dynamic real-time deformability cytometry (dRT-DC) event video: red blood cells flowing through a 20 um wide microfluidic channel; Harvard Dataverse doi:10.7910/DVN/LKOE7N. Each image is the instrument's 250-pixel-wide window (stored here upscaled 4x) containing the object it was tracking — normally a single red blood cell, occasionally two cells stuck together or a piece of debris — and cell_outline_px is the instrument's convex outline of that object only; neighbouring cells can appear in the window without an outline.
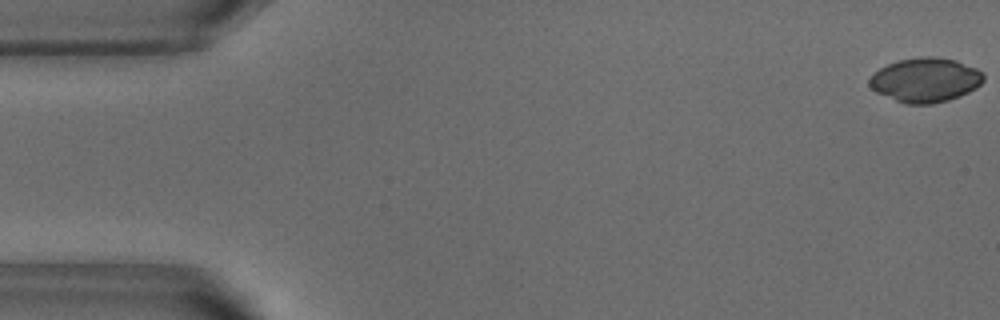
{"species": "common noctule bat (a hibernating species)", "species_latin": "Nyctalus noctula", "temperature_condition": "warm", "stored_images_in_passage": 52, "camera_frame_rate_fps": 3000, "um_per_image_px": 0.085, "animal": {"sex": "male", "body_mass_g": 18.8}, "frame": {"image": 1, "passage_image": 1, "time_ms": 0.0, "image_size_px": [1000, 320], "cell_outline_px": [[984, 80], [976, 88], [960, 96], [948, 100], [932, 104], [904, 104], [876, 92], [868, 84], [868, 80], [880, 68], [888, 64], [900, 60], [920, 56], [936, 56], [956, 60], [976, 68], [984, 72]], "centroid_in_image_um": [78.68, 6.8], "position_along_channel_um": 6.3, "area_um2": 29.59}}
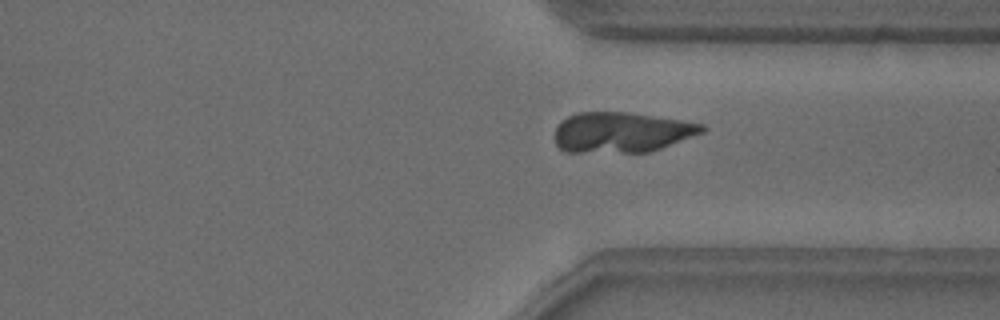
{"frame": {"image": 2, "passage_image": 39, "time_ms": 12.667, "image_size_px": [1000, 320], "cell_outline_px": [[708, 128], [704, 132], [660, 148], [648, 152], [564, 152], [556, 144], [556, 128], [560, 120], [576, 112], [628, 112], [680, 120], [704, 124]], "centroid_in_image_um": [52.82, 11.24], "position_along_channel_um": 358.6, "area_um2": 34.62}}
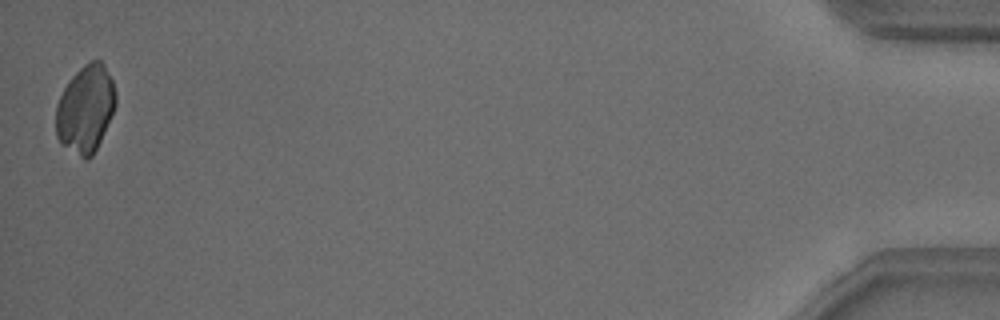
{"frame": {"image": 3, "passage_image": 52, "time_ms": 17.0, "image_size_px": [1000, 320], "cell_outline_px": [[116, 104], [100, 140], [92, 156], [88, 160], [84, 160], [60, 144], [56, 136], [56, 104], [68, 80], [88, 60], [100, 60], [104, 64], [112, 80], [116, 96]], "centroid_in_image_um": [7.24, 9.26], "position_along_channel_um": 428.0, "area_um2": 30.46}}